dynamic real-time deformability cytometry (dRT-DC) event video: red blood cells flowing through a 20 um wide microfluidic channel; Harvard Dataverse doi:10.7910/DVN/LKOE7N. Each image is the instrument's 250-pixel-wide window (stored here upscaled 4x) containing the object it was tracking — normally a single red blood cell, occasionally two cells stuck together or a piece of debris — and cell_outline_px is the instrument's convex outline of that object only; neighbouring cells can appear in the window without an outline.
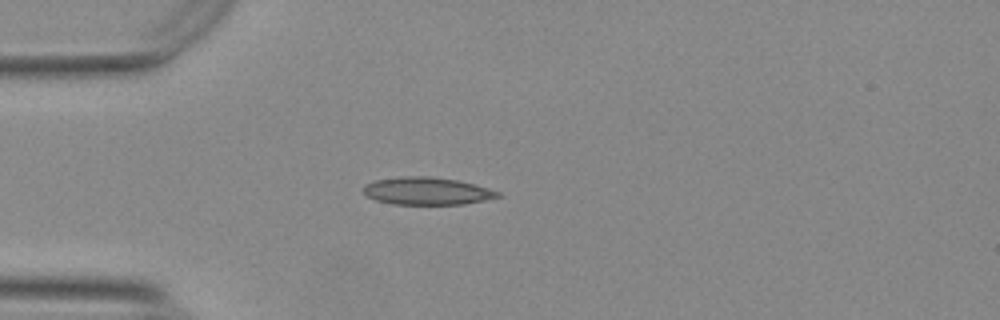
{"species": "Egyptian fruit bat (a non-hibernating species)", "species_latin": "Rousettus aegyptiacus", "temperature_condition": "warm", "stored_images_in_passage": 41, "camera_frame_rate_fps": 3000, "um_per_image_px": 0.085, "animal": {"sex": "female"}, "frame": {"image": 1, "passage_image": 1, "time_ms": 0.0, "image_size_px": [1000, 320], "cell_outline_px": [[504, 196], [464, 204], [392, 204], [376, 200], [368, 196], [364, 192], [364, 184], [376, 180], [400, 176], [428, 176], [456, 180], [488, 188], [500, 192]], "centroid_in_image_um": [36.3, 16.24], "position_along_channel_um": 48.7, "area_um2": 21.44}}
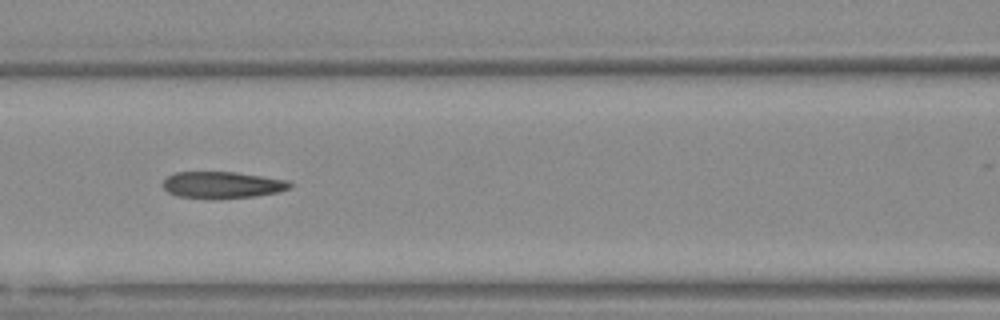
{"frame": {"image": 2, "passage_image": 10, "time_ms": 3.0, "image_size_px": [1000, 320], "cell_outline_px": [[292, 188], [280, 192], [256, 196], [212, 200], [176, 196], [168, 192], [164, 188], [164, 180], [168, 176], [176, 172], [236, 172], [288, 180], [292, 184]], "centroid_in_image_um": [18.92, 15.74], "position_along_channel_um": 147.7, "area_um2": 20.11}}
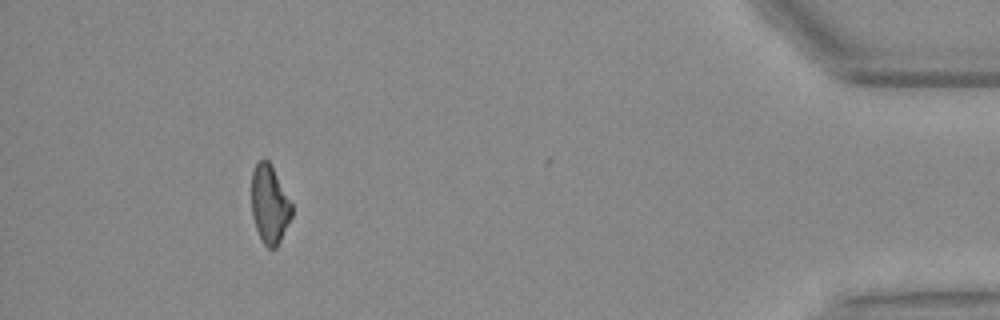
{"frame": {"image": 3, "passage_image": 36, "time_ms": 11.667, "image_size_px": [1000, 320], "cell_outline_px": [[292, 216], [276, 248], [268, 248], [264, 244], [256, 228], [252, 216], [252, 172], [256, 164], [260, 160], [268, 160], [272, 164], [292, 204]], "centroid_in_image_um": [22.92, 17.35], "position_along_channel_um": 412.3, "area_um2": 18.26}, "authors_computed_cell_mechanics": {"area_um2": 19.9988, "velocity_mm_per_s": 3.7684, "shape_relaxation_time_tau1_ms": null, "shape_relaxation_time_tau2_ms": 2.3337, "deformation_change_tau1": null, "deformation_change_tau2": 0.1138}}